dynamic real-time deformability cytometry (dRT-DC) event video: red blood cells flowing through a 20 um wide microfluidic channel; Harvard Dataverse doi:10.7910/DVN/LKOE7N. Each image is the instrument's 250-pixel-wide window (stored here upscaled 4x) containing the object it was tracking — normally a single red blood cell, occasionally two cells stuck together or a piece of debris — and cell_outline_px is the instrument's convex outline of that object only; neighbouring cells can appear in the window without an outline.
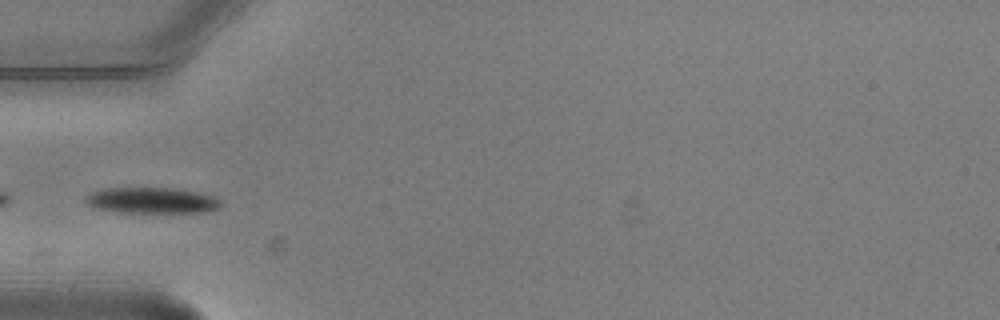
{"species": "common noctule bat (a hibernating species)", "species_latin": "Nyctalus noctula", "temperature_condition": "warm", "stored_images_in_passage": 4, "camera_frame_rate_fps": 3000, "um_per_image_px": 0.085, "animal": {"sex": "male", "body_mass_g": 20.5, "forearm_length_mm": 52.5}, "frame": {"image": 1, "passage_image": 4, "time_ms": 1.0, "image_size_px": [1000, 320], "cell_outline_px": [[224, 204], [220, 208], [208, 212], [120, 212], [92, 208], [84, 200], [84, 196], [88, 192], [104, 188], [176, 188], [196, 192], [212, 196], [220, 200]], "centroid_in_image_um": [12.87, 17.03], "position_along_channel_um": 72.1, "area_um2": 20.69}}